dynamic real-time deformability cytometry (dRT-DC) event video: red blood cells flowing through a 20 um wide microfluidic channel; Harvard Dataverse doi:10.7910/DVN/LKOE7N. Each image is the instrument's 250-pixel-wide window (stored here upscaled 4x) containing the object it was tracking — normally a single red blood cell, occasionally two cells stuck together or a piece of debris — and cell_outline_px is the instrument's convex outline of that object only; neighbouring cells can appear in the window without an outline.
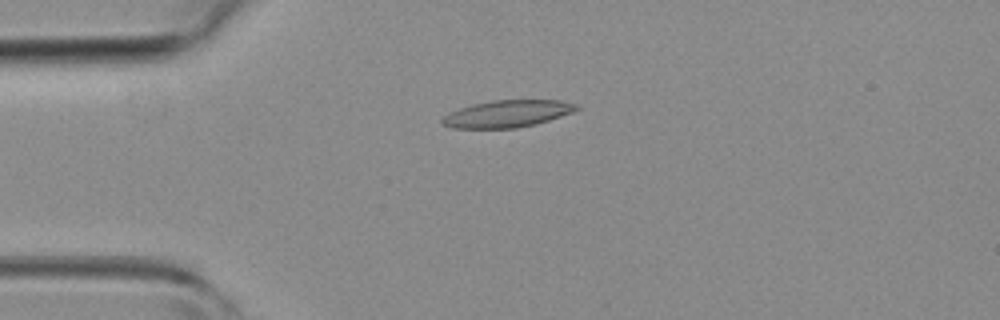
{"species": "common noctule bat (a hibernating species)", "species_latin": "Nyctalus noctula", "temperature_condition": "room temperature", "stored_images_in_passage": 2, "camera_frame_rate_fps": 3000, "um_per_image_px": 0.085, "animal": {"sex": "female", "body_mass_g": 19.3, "forearm_length_mm": 54.1}, "frame": {"image": 1, "passage_image": 2, "time_ms": 1.333, "image_size_px": [1000, 320], "cell_outline_px": [[580, 108], [572, 112], [536, 124], [516, 128], [452, 128], [444, 124], [440, 120], [444, 116], [460, 108], [472, 104], [492, 100], [560, 100], [580, 104]], "centroid_in_image_um": [43.16, 9.66], "position_along_channel_um": 41.8, "area_um2": 21.1}}